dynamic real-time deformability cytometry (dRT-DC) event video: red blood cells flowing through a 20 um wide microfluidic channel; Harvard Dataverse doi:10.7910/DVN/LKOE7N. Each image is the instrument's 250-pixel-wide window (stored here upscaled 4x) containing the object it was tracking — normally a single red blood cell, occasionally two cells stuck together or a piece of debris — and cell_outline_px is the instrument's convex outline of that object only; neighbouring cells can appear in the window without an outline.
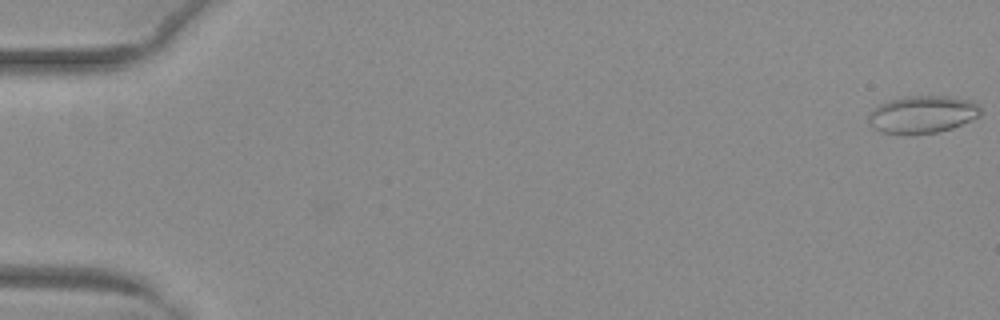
{"species": "common noctule bat (a hibernating species)", "species_latin": "Nyctalus noctula", "temperature_condition": "warm", "stored_images_in_passage": 53, "camera_frame_rate_fps": 3000, "um_per_image_px": 0.085, "animal": {"sex": "female", "body_mass_g": 29.2, "forearm_length_mm": 56.3}, "frame": {"image": 1, "passage_image": 1, "time_ms": 0.0, "image_size_px": [1000, 320], "cell_outline_px": [[984, 112], [980, 116], [952, 128], [936, 132], [880, 132], [872, 128], [868, 120], [868, 112], [880, 104], [888, 100], [900, 96], [948, 96], [972, 100], [980, 104]], "centroid_in_image_um": [78.44, 9.68], "position_along_channel_um": 6.6, "area_um2": 24.45}}
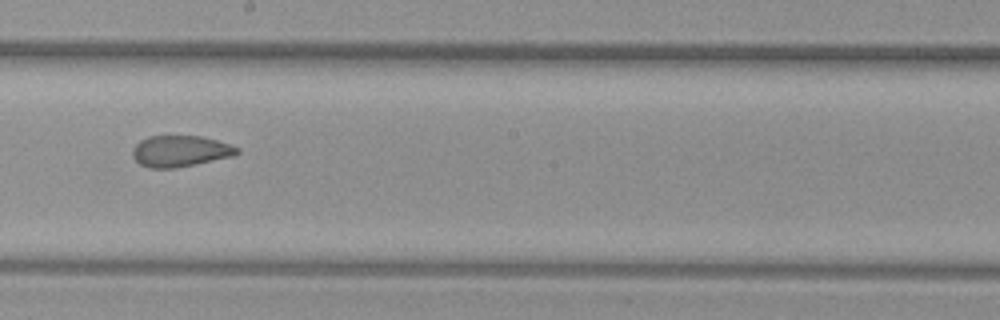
{"frame": {"image": 2, "passage_image": 31, "time_ms": 10.0, "image_size_px": [1000, 320], "cell_outline_px": [[240, 152], [232, 156], [196, 164], [176, 168], [148, 168], [140, 164], [132, 156], [132, 148], [140, 140], [148, 136], [200, 136], [216, 140], [240, 148]], "centroid_in_image_um": [15.29, 12.85], "position_along_channel_um": 232.9, "area_um2": 19.02}}
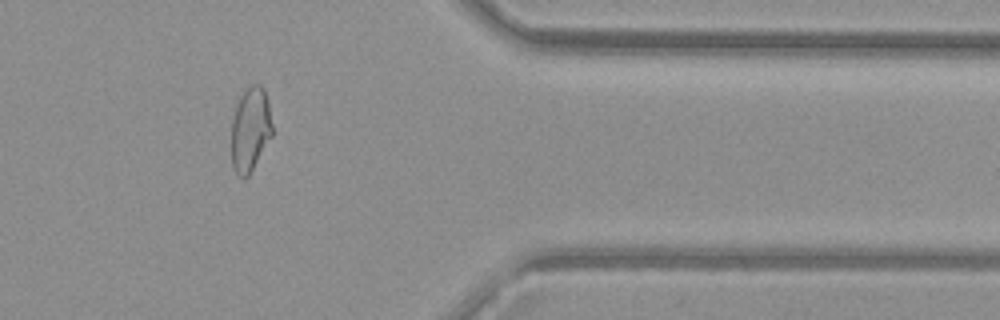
{"frame": {"image": 3, "passage_image": 44, "time_ms": 14.333, "image_size_px": [1000, 320], "cell_outline_px": [[272, 136], [248, 176], [244, 180], [232, 168], [232, 120], [236, 104], [240, 96], [252, 84], [260, 84], [264, 88], [268, 100], [272, 124]], "centroid_in_image_um": [21.28, 10.99], "position_along_channel_um": 390.1, "area_um2": 20.06}, "authors_computed_cell_mechanics": {"area_um2": 22.0796, "velocity_mm_per_s": 4.0375, "shape_relaxation_time_tau1_ms": null, "shape_relaxation_time_tau2_ms": 1.1192, "deformation_change_tau1": null, "deformation_change_tau2": 0.0613}}